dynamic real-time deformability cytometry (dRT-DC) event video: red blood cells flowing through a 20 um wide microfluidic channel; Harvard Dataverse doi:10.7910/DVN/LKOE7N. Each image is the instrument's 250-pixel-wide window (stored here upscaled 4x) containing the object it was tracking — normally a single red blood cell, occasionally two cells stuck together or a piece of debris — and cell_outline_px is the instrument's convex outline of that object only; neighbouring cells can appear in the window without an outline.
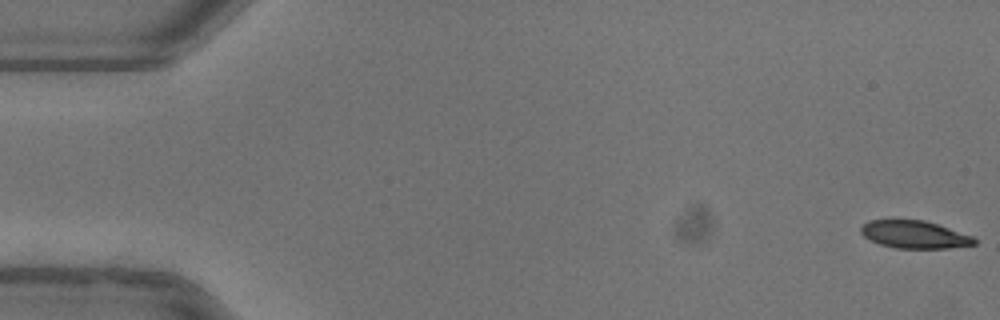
{"species": "common noctule bat (a hibernating species)", "species_latin": "Nyctalus noctula", "temperature_condition": "warm", "stored_images_in_passage": 53, "camera_frame_rate_fps": 3000, "um_per_image_px": 0.085, "animal": {"sex": "female"}, "frame": {"image": 1, "passage_image": 1, "time_ms": 0.0, "image_size_px": [1000, 320], "cell_outline_px": [[976, 244], [948, 248], [896, 248], [880, 244], [864, 236], [860, 232], [860, 228], [868, 220], [924, 220], [972, 236], [976, 240]], "centroid_in_image_um": [77.71, 19.93], "position_along_channel_um": 7.3, "area_um2": 17.98}}
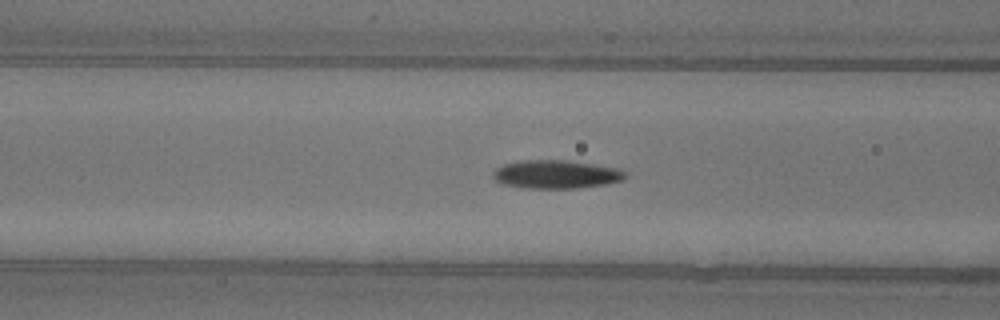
{"frame": {"image": 2, "passage_image": 21, "time_ms": 6.667, "image_size_px": [1000, 320], "cell_outline_px": [[628, 172], [624, 180], [608, 184], [572, 188], [524, 188], [500, 184], [492, 176], [492, 172], [496, 168], [504, 164], [524, 160], [568, 160], [620, 168]], "centroid_in_image_um": [47.29, 14.82], "position_along_channel_um": 119.3, "area_um2": 22.14}}
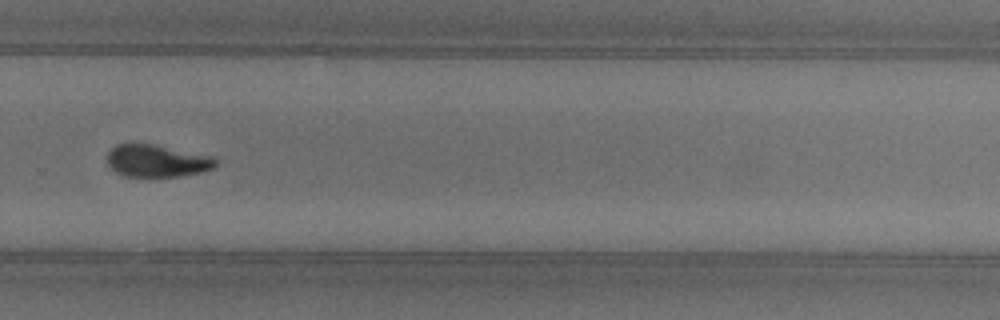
{"frame": {"image": 3, "passage_image": 36, "time_ms": 11.667, "image_size_px": [1000, 320], "cell_outline_px": [[216, 168], [200, 172], [176, 176], [124, 176], [116, 172], [108, 164], [108, 152], [116, 144], [152, 144], [212, 156], [216, 160]], "centroid_in_image_um": [13.34, 13.67], "position_along_channel_um": 316.5, "area_um2": 20.11}, "authors_computed_cell_mechanics": {"area_um2": 20.808, "velocity_mm_per_s": 3.9601, "shape_relaxation_time_tau1_ms": 3.7282, "shape_relaxation_time_tau2_ms": 2.9778, "deformation_change_tau1": 0.1774, "deformation_change_tau2": 0.0761}}